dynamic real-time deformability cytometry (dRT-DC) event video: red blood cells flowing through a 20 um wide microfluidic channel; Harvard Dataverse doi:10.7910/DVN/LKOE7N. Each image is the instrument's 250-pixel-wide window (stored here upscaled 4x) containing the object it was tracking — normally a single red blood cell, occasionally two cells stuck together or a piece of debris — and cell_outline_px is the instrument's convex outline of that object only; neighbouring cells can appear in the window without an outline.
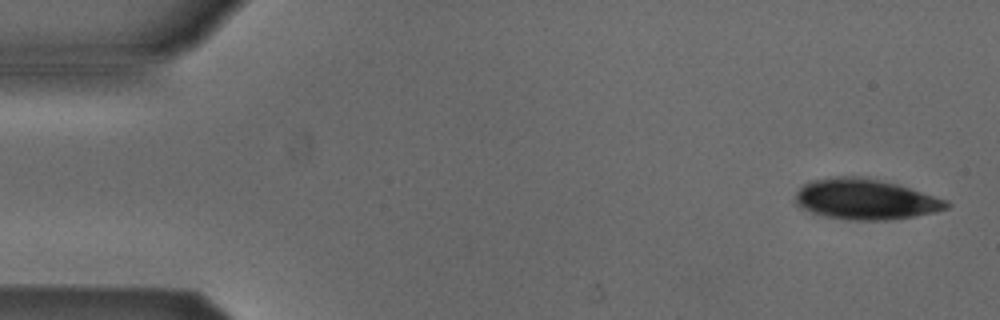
{"species": "Egyptian fruit bat (a non-hibernating species)", "species_latin": "Rousettus aegyptiacus", "temperature_condition": "cold", "stored_images_in_passage": 6, "camera_frame_rate_fps": 3000, "um_per_image_px": 0.085, "animal": {"sex": "male"}, "frame": {"image": 1, "passage_image": 1, "time_ms": 0.0, "image_size_px": [1000, 320], "cell_outline_px": [[952, 204], [948, 208], [932, 212], [912, 216], [888, 220], [848, 220], [824, 216], [812, 212], [796, 204], [796, 192], [804, 184], [812, 180], [836, 176], [864, 176], [896, 184], [948, 200]], "centroid_in_image_um": [73.55, 16.93], "position_along_channel_um": 11.4, "area_um2": 35.49}}